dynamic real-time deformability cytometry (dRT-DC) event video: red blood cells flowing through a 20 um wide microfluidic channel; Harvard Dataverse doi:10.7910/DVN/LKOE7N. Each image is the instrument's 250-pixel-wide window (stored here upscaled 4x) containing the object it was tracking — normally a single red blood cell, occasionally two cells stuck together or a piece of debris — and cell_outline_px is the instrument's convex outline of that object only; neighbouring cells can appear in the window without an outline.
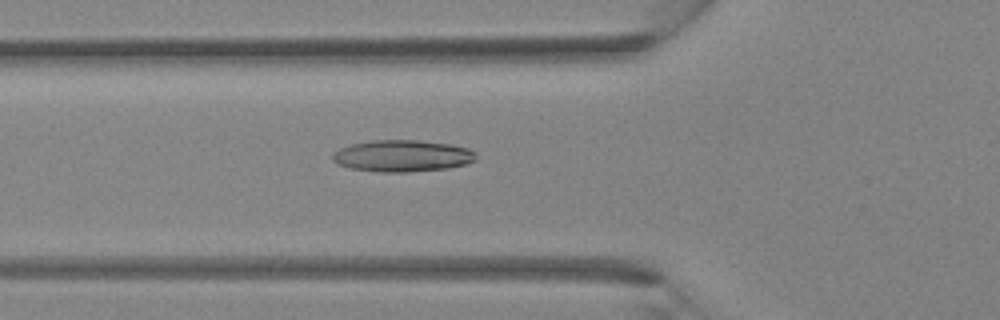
{"species": "Egyptian fruit bat (a non-hibernating species)", "species_latin": "Rousettus aegyptiacus", "temperature_condition": "room temperature", "stored_images_in_passage": 35, "camera_frame_rate_fps": 3000, "um_per_image_px": 0.085, "animal": {"sex": "female"}, "frame": {"image": 1, "passage_image": 11, "time_ms": 3.333, "image_size_px": [1000, 320], "cell_outline_px": [[476, 160], [464, 164], [448, 168], [408, 172], [380, 172], [352, 168], [336, 164], [332, 160], [332, 152], [340, 148], [352, 144], [372, 140], [416, 140], [452, 144], [468, 148], [476, 152]], "centroid_in_image_um": [34.19, 13.24], "position_along_channel_um": 91.6, "area_um2": 26.59}}
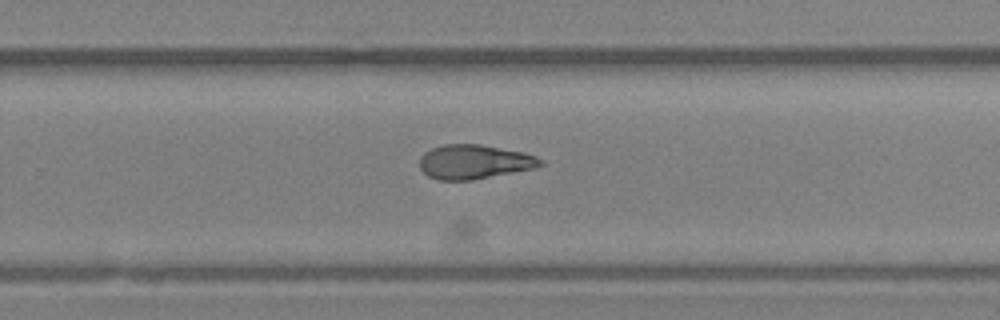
{"frame": {"image": 2, "passage_image": 22, "time_ms": 7.0, "image_size_px": [1000, 320], "cell_outline_px": [[544, 164], [536, 168], [472, 180], [436, 180], [428, 176], [420, 168], [420, 156], [424, 152], [432, 148], [444, 144], [480, 144], [524, 152], [536, 156], [544, 160]], "centroid_in_image_um": [40.33, 13.75], "position_along_channel_um": 289.5, "area_um2": 24.33}}
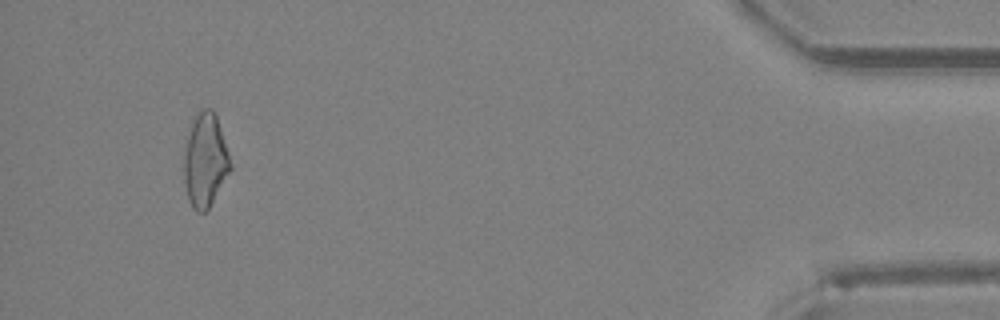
{"frame": {"image": 3, "passage_image": 33, "time_ms": 10.667, "image_size_px": [1000, 320], "cell_outline_px": [[232, 168], [208, 208], [204, 212], [196, 212], [192, 208], [188, 200], [184, 184], [184, 152], [192, 120], [196, 112], [200, 108], [212, 108], [216, 112], [232, 164]], "centroid_in_image_um": [17.44, 13.58], "position_along_channel_um": 417.8, "area_um2": 25.55}}